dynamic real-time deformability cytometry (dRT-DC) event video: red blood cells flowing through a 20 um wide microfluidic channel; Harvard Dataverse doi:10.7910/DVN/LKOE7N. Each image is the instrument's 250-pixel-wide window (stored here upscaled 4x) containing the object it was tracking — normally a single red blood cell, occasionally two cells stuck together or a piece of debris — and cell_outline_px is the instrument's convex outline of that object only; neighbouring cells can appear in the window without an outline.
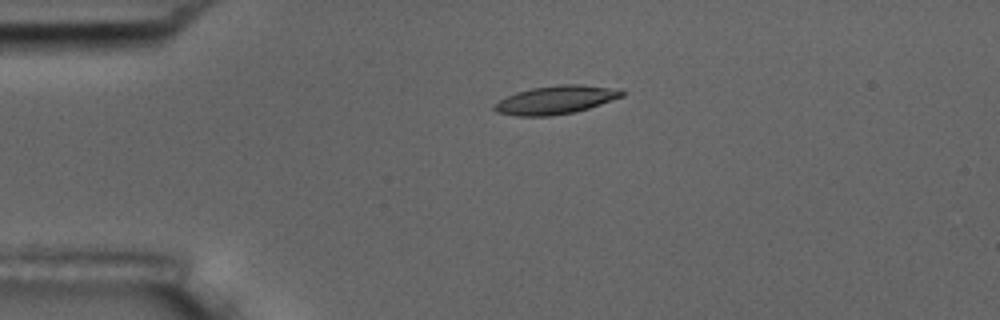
{"species": "common noctule bat (a hibernating species)", "species_latin": "Nyctalus noctula", "temperature_condition": "room temperature", "stored_images_in_passage": 4, "camera_frame_rate_fps": 3000, "um_per_image_px": 0.085, "animal": {"sex": "male", "body_mass_g": 17.5, "forearm_length_mm": 52.3}, "frame": {"image": 1, "passage_image": 3, "time_ms": 3.333, "image_size_px": [1000, 320], "cell_outline_px": [[628, 92], [624, 96], [576, 112], [548, 116], [516, 116], [496, 112], [492, 108], [492, 104], [516, 92], [532, 88], [616, 76]], "centroid_in_image_um": [47.7, 8.33], "position_along_channel_um": 37.3, "area_um2": 23.87}}